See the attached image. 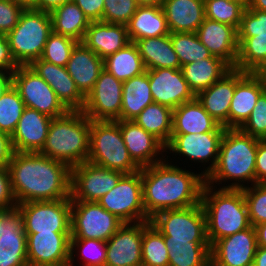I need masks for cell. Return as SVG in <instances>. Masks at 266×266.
<instances>
[{"label":"cell","instance_id":"cell-53","mask_svg":"<svg viewBox=\"0 0 266 266\" xmlns=\"http://www.w3.org/2000/svg\"><path fill=\"white\" fill-rule=\"evenodd\" d=\"M256 183H266V139L258 142L255 159Z\"/></svg>","mask_w":266,"mask_h":266},{"label":"cell","instance_id":"cell-56","mask_svg":"<svg viewBox=\"0 0 266 266\" xmlns=\"http://www.w3.org/2000/svg\"><path fill=\"white\" fill-rule=\"evenodd\" d=\"M257 234V246L266 247V222L255 226Z\"/></svg>","mask_w":266,"mask_h":266},{"label":"cell","instance_id":"cell-41","mask_svg":"<svg viewBox=\"0 0 266 266\" xmlns=\"http://www.w3.org/2000/svg\"><path fill=\"white\" fill-rule=\"evenodd\" d=\"M170 37L181 66L212 56L196 32H174Z\"/></svg>","mask_w":266,"mask_h":266},{"label":"cell","instance_id":"cell-27","mask_svg":"<svg viewBox=\"0 0 266 266\" xmlns=\"http://www.w3.org/2000/svg\"><path fill=\"white\" fill-rule=\"evenodd\" d=\"M130 42L126 25L103 21L91 22L82 40V43L102 60Z\"/></svg>","mask_w":266,"mask_h":266},{"label":"cell","instance_id":"cell-50","mask_svg":"<svg viewBox=\"0 0 266 266\" xmlns=\"http://www.w3.org/2000/svg\"><path fill=\"white\" fill-rule=\"evenodd\" d=\"M17 207L12 188L9 168L0 167V210H12Z\"/></svg>","mask_w":266,"mask_h":266},{"label":"cell","instance_id":"cell-22","mask_svg":"<svg viewBox=\"0 0 266 266\" xmlns=\"http://www.w3.org/2000/svg\"><path fill=\"white\" fill-rule=\"evenodd\" d=\"M147 74L154 103L168 106L173 110L195 98L181 69H151L147 70Z\"/></svg>","mask_w":266,"mask_h":266},{"label":"cell","instance_id":"cell-44","mask_svg":"<svg viewBox=\"0 0 266 266\" xmlns=\"http://www.w3.org/2000/svg\"><path fill=\"white\" fill-rule=\"evenodd\" d=\"M75 250H79L82 266H105L106 242L96 239H70V260L68 266H74ZM81 251V252H80Z\"/></svg>","mask_w":266,"mask_h":266},{"label":"cell","instance_id":"cell-1","mask_svg":"<svg viewBox=\"0 0 266 266\" xmlns=\"http://www.w3.org/2000/svg\"><path fill=\"white\" fill-rule=\"evenodd\" d=\"M17 204L71 198V168L43 154L14 152L8 164Z\"/></svg>","mask_w":266,"mask_h":266},{"label":"cell","instance_id":"cell-23","mask_svg":"<svg viewBox=\"0 0 266 266\" xmlns=\"http://www.w3.org/2000/svg\"><path fill=\"white\" fill-rule=\"evenodd\" d=\"M119 127L129 156L139 168L148 167L168 159L162 158L164 156L162 152H167L165 145L134 121L119 120Z\"/></svg>","mask_w":266,"mask_h":266},{"label":"cell","instance_id":"cell-40","mask_svg":"<svg viewBox=\"0 0 266 266\" xmlns=\"http://www.w3.org/2000/svg\"><path fill=\"white\" fill-rule=\"evenodd\" d=\"M168 249L164 236L150 221H143L142 265L168 266Z\"/></svg>","mask_w":266,"mask_h":266},{"label":"cell","instance_id":"cell-45","mask_svg":"<svg viewBox=\"0 0 266 266\" xmlns=\"http://www.w3.org/2000/svg\"><path fill=\"white\" fill-rule=\"evenodd\" d=\"M77 43L70 37L52 31L48 36L41 59L57 66L66 67Z\"/></svg>","mask_w":266,"mask_h":266},{"label":"cell","instance_id":"cell-3","mask_svg":"<svg viewBox=\"0 0 266 266\" xmlns=\"http://www.w3.org/2000/svg\"><path fill=\"white\" fill-rule=\"evenodd\" d=\"M260 140L239 128H226L216 167L205 177V183L214 187L215 183L222 184L229 179L232 181L221 189H244L250 186V182L251 186L255 184V159Z\"/></svg>","mask_w":266,"mask_h":266},{"label":"cell","instance_id":"cell-33","mask_svg":"<svg viewBox=\"0 0 266 266\" xmlns=\"http://www.w3.org/2000/svg\"><path fill=\"white\" fill-rule=\"evenodd\" d=\"M230 69L225 61L213 55L181 66L183 76L195 96L213 85Z\"/></svg>","mask_w":266,"mask_h":266},{"label":"cell","instance_id":"cell-59","mask_svg":"<svg viewBox=\"0 0 266 266\" xmlns=\"http://www.w3.org/2000/svg\"><path fill=\"white\" fill-rule=\"evenodd\" d=\"M247 8L266 12V0H251Z\"/></svg>","mask_w":266,"mask_h":266},{"label":"cell","instance_id":"cell-4","mask_svg":"<svg viewBox=\"0 0 266 266\" xmlns=\"http://www.w3.org/2000/svg\"><path fill=\"white\" fill-rule=\"evenodd\" d=\"M216 186L205 183L200 202L206 216L207 238L210 245L251 227L243 190H216Z\"/></svg>","mask_w":266,"mask_h":266},{"label":"cell","instance_id":"cell-30","mask_svg":"<svg viewBox=\"0 0 266 266\" xmlns=\"http://www.w3.org/2000/svg\"><path fill=\"white\" fill-rule=\"evenodd\" d=\"M225 129L205 111L196 97L191 101L184 102L172 111L171 134L225 132Z\"/></svg>","mask_w":266,"mask_h":266},{"label":"cell","instance_id":"cell-52","mask_svg":"<svg viewBox=\"0 0 266 266\" xmlns=\"http://www.w3.org/2000/svg\"><path fill=\"white\" fill-rule=\"evenodd\" d=\"M18 67L11 54L7 36L0 34V71L11 75Z\"/></svg>","mask_w":266,"mask_h":266},{"label":"cell","instance_id":"cell-17","mask_svg":"<svg viewBox=\"0 0 266 266\" xmlns=\"http://www.w3.org/2000/svg\"><path fill=\"white\" fill-rule=\"evenodd\" d=\"M29 266H68L71 232L26 233Z\"/></svg>","mask_w":266,"mask_h":266},{"label":"cell","instance_id":"cell-16","mask_svg":"<svg viewBox=\"0 0 266 266\" xmlns=\"http://www.w3.org/2000/svg\"><path fill=\"white\" fill-rule=\"evenodd\" d=\"M225 132H205L200 134H171L169 143L165 149L170 153L187 157L194 163L209 161L208 167L201 174L206 177L216 167L220 144ZM172 151V152H171Z\"/></svg>","mask_w":266,"mask_h":266},{"label":"cell","instance_id":"cell-38","mask_svg":"<svg viewBox=\"0 0 266 266\" xmlns=\"http://www.w3.org/2000/svg\"><path fill=\"white\" fill-rule=\"evenodd\" d=\"M104 69L125 82L146 71L137 45L130 42L124 48L104 59Z\"/></svg>","mask_w":266,"mask_h":266},{"label":"cell","instance_id":"cell-32","mask_svg":"<svg viewBox=\"0 0 266 266\" xmlns=\"http://www.w3.org/2000/svg\"><path fill=\"white\" fill-rule=\"evenodd\" d=\"M126 27L134 43L140 39L170 34L161 6H138Z\"/></svg>","mask_w":266,"mask_h":266},{"label":"cell","instance_id":"cell-20","mask_svg":"<svg viewBox=\"0 0 266 266\" xmlns=\"http://www.w3.org/2000/svg\"><path fill=\"white\" fill-rule=\"evenodd\" d=\"M143 221L124 223L106 241L105 266H142Z\"/></svg>","mask_w":266,"mask_h":266},{"label":"cell","instance_id":"cell-43","mask_svg":"<svg viewBox=\"0 0 266 266\" xmlns=\"http://www.w3.org/2000/svg\"><path fill=\"white\" fill-rule=\"evenodd\" d=\"M205 18L235 27H240L241 16L245 6L235 0H207Z\"/></svg>","mask_w":266,"mask_h":266},{"label":"cell","instance_id":"cell-12","mask_svg":"<svg viewBox=\"0 0 266 266\" xmlns=\"http://www.w3.org/2000/svg\"><path fill=\"white\" fill-rule=\"evenodd\" d=\"M11 83L17 89L25 107L51 118L62 116L68 111L49 84L29 65H19L11 74Z\"/></svg>","mask_w":266,"mask_h":266},{"label":"cell","instance_id":"cell-11","mask_svg":"<svg viewBox=\"0 0 266 266\" xmlns=\"http://www.w3.org/2000/svg\"><path fill=\"white\" fill-rule=\"evenodd\" d=\"M70 239L107 241L124 224L98 202L71 201Z\"/></svg>","mask_w":266,"mask_h":266},{"label":"cell","instance_id":"cell-39","mask_svg":"<svg viewBox=\"0 0 266 266\" xmlns=\"http://www.w3.org/2000/svg\"><path fill=\"white\" fill-rule=\"evenodd\" d=\"M172 111L168 106L152 103L133 121L166 146L171 139Z\"/></svg>","mask_w":266,"mask_h":266},{"label":"cell","instance_id":"cell-14","mask_svg":"<svg viewBox=\"0 0 266 266\" xmlns=\"http://www.w3.org/2000/svg\"><path fill=\"white\" fill-rule=\"evenodd\" d=\"M123 82L103 69L85 97L82 112L94 121L121 120Z\"/></svg>","mask_w":266,"mask_h":266},{"label":"cell","instance_id":"cell-49","mask_svg":"<svg viewBox=\"0 0 266 266\" xmlns=\"http://www.w3.org/2000/svg\"><path fill=\"white\" fill-rule=\"evenodd\" d=\"M25 8L12 0H0V34L7 35L17 24Z\"/></svg>","mask_w":266,"mask_h":266},{"label":"cell","instance_id":"cell-57","mask_svg":"<svg viewBox=\"0 0 266 266\" xmlns=\"http://www.w3.org/2000/svg\"><path fill=\"white\" fill-rule=\"evenodd\" d=\"M252 266H266V247H257Z\"/></svg>","mask_w":266,"mask_h":266},{"label":"cell","instance_id":"cell-61","mask_svg":"<svg viewBox=\"0 0 266 266\" xmlns=\"http://www.w3.org/2000/svg\"><path fill=\"white\" fill-rule=\"evenodd\" d=\"M20 5H22L25 9H34L36 10V0H12Z\"/></svg>","mask_w":266,"mask_h":266},{"label":"cell","instance_id":"cell-8","mask_svg":"<svg viewBox=\"0 0 266 266\" xmlns=\"http://www.w3.org/2000/svg\"><path fill=\"white\" fill-rule=\"evenodd\" d=\"M238 32L235 69L245 73H266V12L245 8Z\"/></svg>","mask_w":266,"mask_h":266},{"label":"cell","instance_id":"cell-58","mask_svg":"<svg viewBox=\"0 0 266 266\" xmlns=\"http://www.w3.org/2000/svg\"><path fill=\"white\" fill-rule=\"evenodd\" d=\"M11 84V75L0 71V97L5 89Z\"/></svg>","mask_w":266,"mask_h":266},{"label":"cell","instance_id":"cell-13","mask_svg":"<svg viewBox=\"0 0 266 266\" xmlns=\"http://www.w3.org/2000/svg\"><path fill=\"white\" fill-rule=\"evenodd\" d=\"M25 233L71 232V198L17 204Z\"/></svg>","mask_w":266,"mask_h":266},{"label":"cell","instance_id":"cell-60","mask_svg":"<svg viewBox=\"0 0 266 266\" xmlns=\"http://www.w3.org/2000/svg\"><path fill=\"white\" fill-rule=\"evenodd\" d=\"M138 6H161L163 0H135Z\"/></svg>","mask_w":266,"mask_h":266},{"label":"cell","instance_id":"cell-46","mask_svg":"<svg viewBox=\"0 0 266 266\" xmlns=\"http://www.w3.org/2000/svg\"><path fill=\"white\" fill-rule=\"evenodd\" d=\"M242 190L251 226L266 222V183H255Z\"/></svg>","mask_w":266,"mask_h":266},{"label":"cell","instance_id":"cell-24","mask_svg":"<svg viewBox=\"0 0 266 266\" xmlns=\"http://www.w3.org/2000/svg\"><path fill=\"white\" fill-rule=\"evenodd\" d=\"M196 33L213 56L235 68L239 50L238 32L235 27L205 18Z\"/></svg>","mask_w":266,"mask_h":266},{"label":"cell","instance_id":"cell-7","mask_svg":"<svg viewBox=\"0 0 266 266\" xmlns=\"http://www.w3.org/2000/svg\"><path fill=\"white\" fill-rule=\"evenodd\" d=\"M51 32L49 12L25 9L18 24L6 35L16 63L29 65L33 60L40 59Z\"/></svg>","mask_w":266,"mask_h":266},{"label":"cell","instance_id":"cell-25","mask_svg":"<svg viewBox=\"0 0 266 266\" xmlns=\"http://www.w3.org/2000/svg\"><path fill=\"white\" fill-rule=\"evenodd\" d=\"M52 118L25 107L11 136L14 152H40L45 144Z\"/></svg>","mask_w":266,"mask_h":266},{"label":"cell","instance_id":"cell-34","mask_svg":"<svg viewBox=\"0 0 266 266\" xmlns=\"http://www.w3.org/2000/svg\"><path fill=\"white\" fill-rule=\"evenodd\" d=\"M135 44L146 70L159 68L181 69L178 56L171 43L170 34L140 39Z\"/></svg>","mask_w":266,"mask_h":266},{"label":"cell","instance_id":"cell-51","mask_svg":"<svg viewBox=\"0 0 266 266\" xmlns=\"http://www.w3.org/2000/svg\"><path fill=\"white\" fill-rule=\"evenodd\" d=\"M90 22L103 21L104 0H72Z\"/></svg>","mask_w":266,"mask_h":266},{"label":"cell","instance_id":"cell-62","mask_svg":"<svg viewBox=\"0 0 266 266\" xmlns=\"http://www.w3.org/2000/svg\"><path fill=\"white\" fill-rule=\"evenodd\" d=\"M235 1L240 2L242 5H244L247 8L251 0H235Z\"/></svg>","mask_w":266,"mask_h":266},{"label":"cell","instance_id":"cell-21","mask_svg":"<svg viewBox=\"0 0 266 266\" xmlns=\"http://www.w3.org/2000/svg\"><path fill=\"white\" fill-rule=\"evenodd\" d=\"M0 266H29L27 235L24 231L23 216L17 208L2 210Z\"/></svg>","mask_w":266,"mask_h":266},{"label":"cell","instance_id":"cell-15","mask_svg":"<svg viewBox=\"0 0 266 266\" xmlns=\"http://www.w3.org/2000/svg\"><path fill=\"white\" fill-rule=\"evenodd\" d=\"M123 172L89 161L71 168V201L97 202L116 186Z\"/></svg>","mask_w":266,"mask_h":266},{"label":"cell","instance_id":"cell-10","mask_svg":"<svg viewBox=\"0 0 266 266\" xmlns=\"http://www.w3.org/2000/svg\"><path fill=\"white\" fill-rule=\"evenodd\" d=\"M97 202L124 223L150 221L143 205L141 168L138 172L124 174Z\"/></svg>","mask_w":266,"mask_h":266},{"label":"cell","instance_id":"cell-5","mask_svg":"<svg viewBox=\"0 0 266 266\" xmlns=\"http://www.w3.org/2000/svg\"><path fill=\"white\" fill-rule=\"evenodd\" d=\"M91 120L82 110H68L52 118L48 135L39 152L70 168L88 160Z\"/></svg>","mask_w":266,"mask_h":266},{"label":"cell","instance_id":"cell-19","mask_svg":"<svg viewBox=\"0 0 266 266\" xmlns=\"http://www.w3.org/2000/svg\"><path fill=\"white\" fill-rule=\"evenodd\" d=\"M265 90L266 73H245L235 69V91L229 109V128H240L247 121Z\"/></svg>","mask_w":266,"mask_h":266},{"label":"cell","instance_id":"cell-29","mask_svg":"<svg viewBox=\"0 0 266 266\" xmlns=\"http://www.w3.org/2000/svg\"><path fill=\"white\" fill-rule=\"evenodd\" d=\"M66 68L80 93L86 97L104 69V60L82 42H78L71 52Z\"/></svg>","mask_w":266,"mask_h":266},{"label":"cell","instance_id":"cell-26","mask_svg":"<svg viewBox=\"0 0 266 266\" xmlns=\"http://www.w3.org/2000/svg\"><path fill=\"white\" fill-rule=\"evenodd\" d=\"M29 66L54 90L57 98L68 110H82L85 97L78 90L66 67L45 60H33Z\"/></svg>","mask_w":266,"mask_h":266},{"label":"cell","instance_id":"cell-63","mask_svg":"<svg viewBox=\"0 0 266 266\" xmlns=\"http://www.w3.org/2000/svg\"><path fill=\"white\" fill-rule=\"evenodd\" d=\"M1 220H2V210H0V232H1Z\"/></svg>","mask_w":266,"mask_h":266},{"label":"cell","instance_id":"cell-9","mask_svg":"<svg viewBox=\"0 0 266 266\" xmlns=\"http://www.w3.org/2000/svg\"><path fill=\"white\" fill-rule=\"evenodd\" d=\"M150 223L171 240L209 242L206 216L200 204L192 207L163 210L150 218Z\"/></svg>","mask_w":266,"mask_h":266},{"label":"cell","instance_id":"cell-35","mask_svg":"<svg viewBox=\"0 0 266 266\" xmlns=\"http://www.w3.org/2000/svg\"><path fill=\"white\" fill-rule=\"evenodd\" d=\"M154 103L147 70L123 82L121 120H134L148 105Z\"/></svg>","mask_w":266,"mask_h":266},{"label":"cell","instance_id":"cell-6","mask_svg":"<svg viewBox=\"0 0 266 266\" xmlns=\"http://www.w3.org/2000/svg\"><path fill=\"white\" fill-rule=\"evenodd\" d=\"M87 161L124 174H131L140 170L129 156L121 135L119 120H91Z\"/></svg>","mask_w":266,"mask_h":266},{"label":"cell","instance_id":"cell-42","mask_svg":"<svg viewBox=\"0 0 266 266\" xmlns=\"http://www.w3.org/2000/svg\"><path fill=\"white\" fill-rule=\"evenodd\" d=\"M24 109V102L11 83L0 97V132L12 136Z\"/></svg>","mask_w":266,"mask_h":266},{"label":"cell","instance_id":"cell-55","mask_svg":"<svg viewBox=\"0 0 266 266\" xmlns=\"http://www.w3.org/2000/svg\"><path fill=\"white\" fill-rule=\"evenodd\" d=\"M70 1L72 0H36V10L50 13L56 7L62 6Z\"/></svg>","mask_w":266,"mask_h":266},{"label":"cell","instance_id":"cell-28","mask_svg":"<svg viewBox=\"0 0 266 266\" xmlns=\"http://www.w3.org/2000/svg\"><path fill=\"white\" fill-rule=\"evenodd\" d=\"M235 91V68H231L209 88L195 97L221 126L229 128V109Z\"/></svg>","mask_w":266,"mask_h":266},{"label":"cell","instance_id":"cell-31","mask_svg":"<svg viewBox=\"0 0 266 266\" xmlns=\"http://www.w3.org/2000/svg\"><path fill=\"white\" fill-rule=\"evenodd\" d=\"M161 7L170 33L197 32L205 19L203 0H163Z\"/></svg>","mask_w":266,"mask_h":266},{"label":"cell","instance_id":"cell-18","mask_svg":"<svg viewBox=\"0 0 266 266\" xmlns=\"http://www.w3.org/2000/svg\"><path fill=\"white\" fill-rule=\"evenodd\" d=\"M257 247L254 226L219 239L210 248L211 266H252Z\"/></svg>","mask_w":266,"mask_h":266},{"label":"cell","instance_id":"cell-54","mask_svg":"<svg viewBox=\"0 0 266 266\" xmlns=\"http://www.w3.org/2000/svg\"><path fill=\"white\" fill-rule=\"evenodd\" d=\"M14 149L11 142V136L0 132V167H7L10 163Z\"/></svg>","mask_w":266,"mask_h":266},{"label":"cell","instance_id":"cell-48","mask_svg":"<svg viewBox=\"0 0 266 266\" xmlns=\"http://www.w3.org/2000/svg\"><path fill=\"white\" fill-rule=\"evenodd\" d=\"M239 129L252 137L266 139V90L260 95L249 118Z\"/></svg>","mask_w":266,"mask_h":266},{"label":"cell","instance_id":"cell-47","mask_svg":"<svg viewBox=\"0 0 266 266\" xmlns=\"http://www.w3.org/2000/svg\"><path fill=\"white\" fill-rule=\"evenodd\" d=\"M137 7L135 0H104L103 22L126 25Z\"/></svg>","mask_w":266,"mask_h":266},{"label":"cell","instance_id":"cell-37","mask_svg":"<svg viewBox=\"0 0 266 266\" xmlns=\"http://www.w3.org/2000/svg\"><path fill=\"white\" fill-rule=\"evenodd\" d=\"M168 249V266H211L209 242H188L164 237Z\"/></svg>","mask_w":266,"mask_h":266},{"label":"cell","instance_id":"cell-36","mask_svg":"<svg viewBox=\"0 0 266 266\" xmlns=\"http://www.w3.org/2000/svg\"><path fill=\"white\" fill-rule=\"evenodd\" d=\"M52 31L82 42L85 32L90 25L89 19L73 2H67L50 12Z\"/></svg>","mask_w":266,"mask_h":266},{"label":"cell","instance_id":"cell-2","mask_svg":"<svg viewBox=\"0 0 266 266\" xmlns=\"http://www.w3.org/2000/svg\"><path fill=\"white\" fill-rule=\"evenodd\" d=\"M168 161L141 168L143 205L149 218L163 210L192 207L201 202L205 177Z\"/></svg>","mask_w":266,"mask_h":266}]
</instances>
